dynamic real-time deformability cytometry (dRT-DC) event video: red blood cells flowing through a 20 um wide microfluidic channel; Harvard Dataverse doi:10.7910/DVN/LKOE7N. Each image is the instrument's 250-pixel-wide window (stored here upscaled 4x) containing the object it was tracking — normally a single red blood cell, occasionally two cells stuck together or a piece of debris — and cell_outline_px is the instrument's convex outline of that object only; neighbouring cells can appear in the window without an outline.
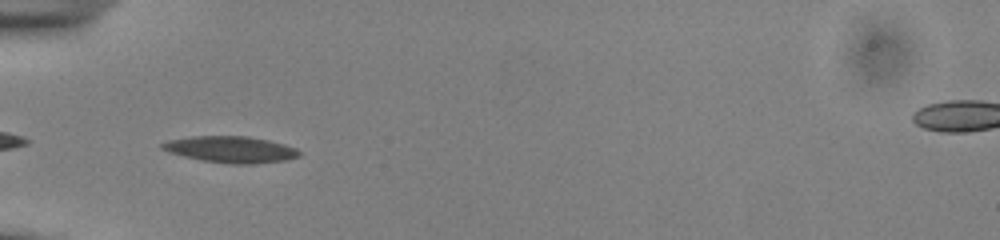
{"species": "common noctule bat (a hibernating species)", "species_latin": "Nyctalus noctula", "temperature_condition": "cold", "stored_images_in_passage": 32, "camera_frame_rate_fps": 3000, "um_per_image_px": 0.085, "animal": {"sex": "male", "body_mass_g": 13.0, "forearm_length_mm": 53.1}, "frame": {"image": 1, "passage_image": 2, "time_ms": 0.333, "image_size_px": [1000, 240], "cell_outline_px": [[300, 156], [284, 160], [252, 164], [232, 164], [204, 160], [184, 156], [168, 152], [160, 148], [160, 144], [168, 140], [192, 136], [248, 136], [268, 140], [284, 144], [296, 148], [300, 152]], "centroid_in_image_um": [19.6, 12.69], "position_along_channel_um": 65.4, "area_um2": 20.98}}
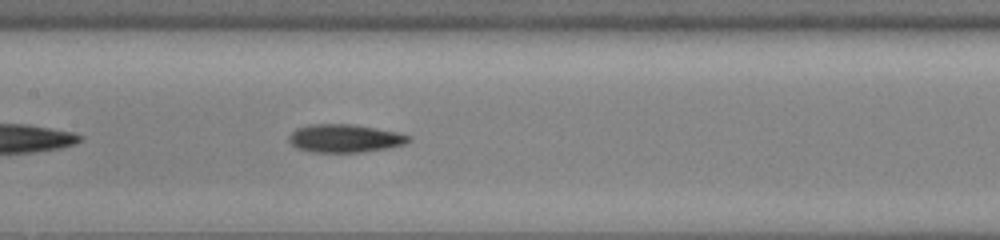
{"frame": {"image": 2, "passage_image": 11, "time_ms": 3.333, "image_size_px": [1000, 240], "cell_outline_px": [[412, 140], [404, 144], [388, 148], [364, 152], [312, 152], [296, 148], [288, 140], [288, 136], [296, 128], [308, 124], [352, 124], [400, 132], [412, 136]], "centroid_in_image_um": [29.33, 11.75], "position_along_channel_um": 178.1, "area_um2": 19.88}}
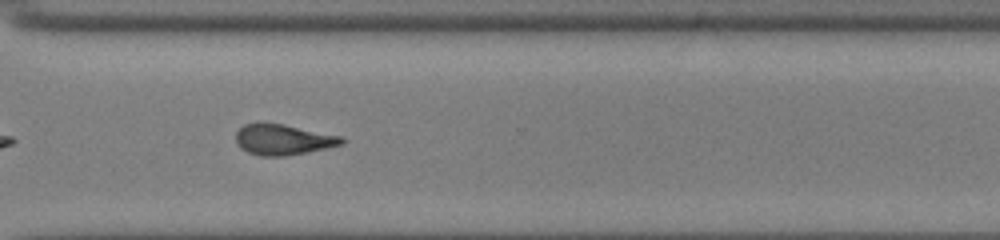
{"frame": {"image": 3, "passage_image": 24, "time_ms": 7.667, "image_size_px": [1000, 240], "cell_outline_px": [[348, 140], [344, 144], [328, 148], [308, 152], [284, 156], [264, 156], [248, 152], [240, 148], [236, 144], [236, 132], [244, 124], [284, 124], [344, 136]], "centroid_in_image_um": [24.14, 11.87], "position_along_channel_um": 346.5, "area_um2": 19.02}, "authors_computed_cell_mechanics": {"area_um2": 19.2185, "velocity_mm_per_s": 3.899, "shape_relaxation_time_tau1_ms": 3.6684, "shape_relaxation_time_tau2_ms": 3.657, "deformation_change_tau1": 0.1297, "deformation_change_tau2": 0.1338}}